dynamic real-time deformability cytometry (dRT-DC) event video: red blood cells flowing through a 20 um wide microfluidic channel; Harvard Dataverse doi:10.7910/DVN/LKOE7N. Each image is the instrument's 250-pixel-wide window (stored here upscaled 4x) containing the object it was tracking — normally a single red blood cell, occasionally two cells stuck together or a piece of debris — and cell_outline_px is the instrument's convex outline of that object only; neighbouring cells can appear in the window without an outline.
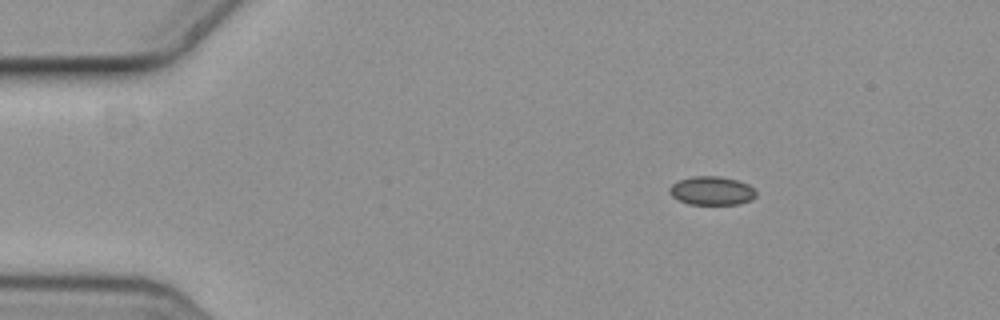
{"species": "common noctule bat (a hibernating species)", "species_latin": "Nyctalus noctula", "temperature_condition": "cold", "stored_images_in_passage": 13, "camera_frame_rate_fps": 3000, "um_per_image_px": 0.085, "animal": {"sex": "female", "body_mass_g": 19.3, "forearm_length_mm": 54.1}, "frame": {"image": 1, "passage_image": 1, "time_ms": 0.0, "image_size_px": [1000, 320], "cell_outline_px": [[756, 196], [752, 200], [736, 204], [688, 204], [672, 196], [668, 192], [668, 188], [672, 184], [680, 180], [692, 176], [720, 176], [736, 180], [748, 184], [756, 192]], "centroid_in_image_um": [60.49, 16.21], "position_along_channel_um": 24.5, "area_um2": 14.39}}
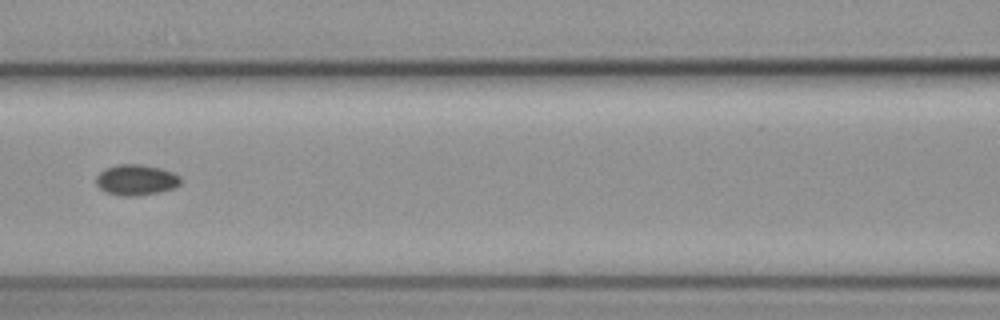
{"frame": {"image": 2, "passage_image": 5, "time_ms": 1.333, "image_size_px": [1000, 320], "cell_outline_px": [[180, 184], [176, 188], [160, 192], [136, 196], [120, 196], [104, 192], [96, 184], [96, 176], [104, 168], [116, 164], [140, 164], [160, 168], [172, 172], [180, 176]], "centroid_in_image_um": [11.55, 15.3], "position_along_channel_um": 155.0, "area_um2": 15.37}}
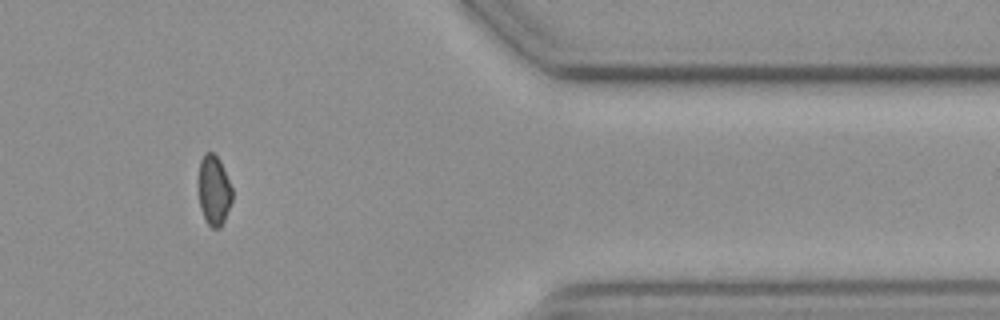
{"frame": {"image": 3, "passage_image": 11, "time_ms": 3.333, "image_size_px": [1000, 320], "cell_outline_px": [[232, 200], [224, 220], [220, 228], [212, 228], [208, 224], [200, 208], [200, 160], [204, 152], [212, 152], [220, 160], [232, 188]], "centroid_in_image_um": [18.2, 16.17], "position_along_channel_um": 393.2, "area_um2": 13.41}}